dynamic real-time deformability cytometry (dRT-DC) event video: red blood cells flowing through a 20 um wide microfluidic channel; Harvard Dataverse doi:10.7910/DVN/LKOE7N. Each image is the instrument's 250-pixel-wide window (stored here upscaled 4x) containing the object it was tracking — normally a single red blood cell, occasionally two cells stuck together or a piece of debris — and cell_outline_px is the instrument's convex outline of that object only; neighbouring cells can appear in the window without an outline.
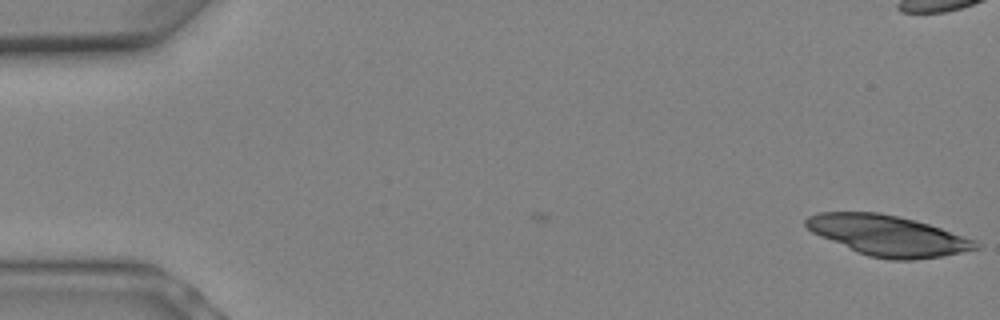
{"species": "Egyptian fruit bat (a non-hibernating species)", "species_latin": "Rousettus aegyptiacus", "temperature_condition": "warm", "stored_images_in_passage": 3, "camera_frame_rate_fps": 3000, "um_per_image_px": 0.085, "animal": {"sex": "female"}, "frame": {"image": 1, "passage_image": 3, "time_ms": 0.667, "image_size_px": [1000, 320], "cell_outline_px": [[980, 248], [940, 256], [916, 260], [892, 260], [868, 256], [820, 236], [812, 232], [804, 224], [804, 220], [808, 216], [816, 212], [880, 212], [916, 220], [976, 240], [980, 244]], "centroid_in_image_um": [75.46, 20.01], "position_along_channel_um": 9.5, "area_um2": 39.82}}